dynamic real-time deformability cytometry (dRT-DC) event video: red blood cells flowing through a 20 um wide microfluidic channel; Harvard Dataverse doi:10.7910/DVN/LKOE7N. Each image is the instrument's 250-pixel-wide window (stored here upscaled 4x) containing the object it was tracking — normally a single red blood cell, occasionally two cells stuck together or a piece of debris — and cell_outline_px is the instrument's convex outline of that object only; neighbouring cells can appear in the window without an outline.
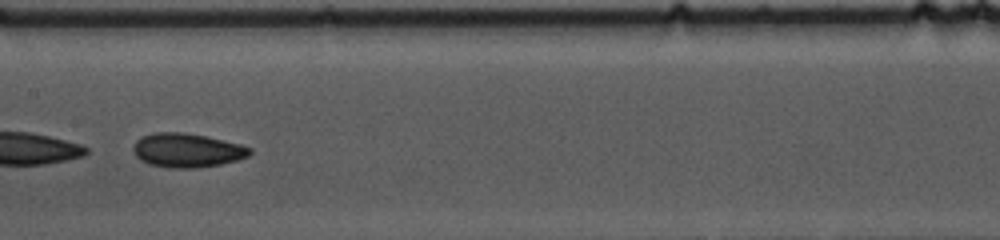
{"species": "common noctule bat (a hibernating species)", "species_latin": "Nyctalus noctula", "temperature_condition": "cold", "stored_images_in_passage": 44, "camera_frame_rate_fps": 3000, "um_per_image_px": 0.085, "animal": {"sex": "female", "body_mass_g": 10.0, "forearm_length_mm": 53.1}, "frame": {"image": 1, "passage_image": 25, "time_ms": 8.0, "image_size_px": [1000, 240], "cell_outline_px": [[252, 152], [248, 156], [236, 160], [220, 164], [196, 168], [172, 168], [148, 164], [140, 160], [132, 152], [132, 148], [136, 140], [152, 132], [184, 132], [204, 136], [240, 144], [252, 148]], "centroid_in_image_um": [15.86, 12.78], "position_along_channel_um": 191.5, "area_um2": 23.12}}
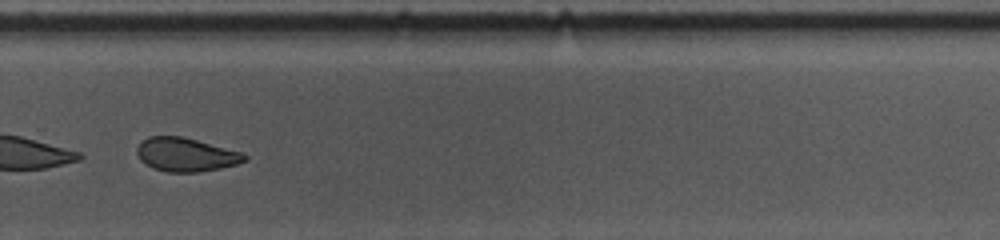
{"frame": {"image": 2, "passage_image": 35, "time_ms": 11.333, "image_size_px": [1000, 240], "cell_outline_px": [[248, 160], [236, 164], [220, 168], [196, 172], [168, 172], [152, 168], [144, 164], [140, 160], [136, 152], [136, 148], [148, 136], [180, 136], [244, 152], [248, 156]], "centroid_in_image_um": [15.81, 13.15], "position_along_channel_um": 314.0, "area_um2": 21.15}, "authors_computed_cell_mechanics": {"area_um2": 22.9466, "velocity_mm_per_s": 3.7024, "shape_relaxation_time_tau1_ms": 3.4044, "shape_relaxation_time_tau2_ms": 2.8877, "deformation_change_tau1": 0.0976, "deformation_change_tau2": 0.0822}}